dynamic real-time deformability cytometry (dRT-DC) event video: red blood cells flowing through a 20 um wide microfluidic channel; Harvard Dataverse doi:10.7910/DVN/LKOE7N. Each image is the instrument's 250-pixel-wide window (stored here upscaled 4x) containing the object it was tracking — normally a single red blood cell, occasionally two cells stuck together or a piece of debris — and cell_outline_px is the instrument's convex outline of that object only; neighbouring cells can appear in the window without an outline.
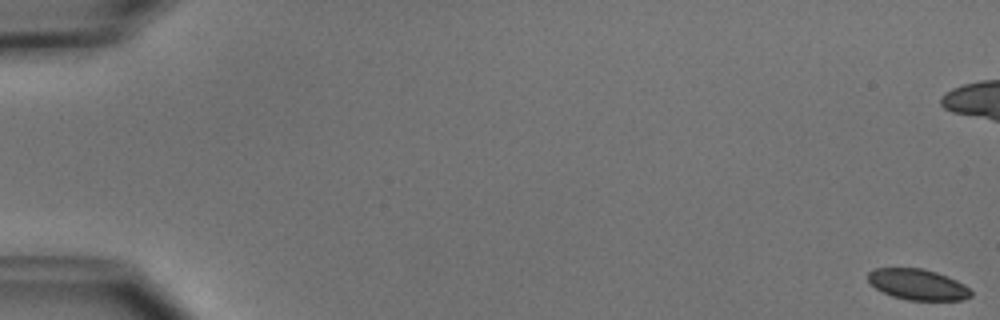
{"species": "common noctule bat (a hibernating species)", "species_latin": "Nyctalus noctula", "temperature_condition": "cold", "stored_images_in_passage": 7, "camera_frame_rate_fps": 3000, "um_per_image_px": 0.085, "animal": {"sex": "male", "body_mass_g": 15.6}, "frame": {"image": 1, "passage_image": 1, "time_ms": 0.0, "image_size_px": [1000, 320], "cell_outline_px": [[972, 296], [964, 300], [908, 300], [892, 296], [876, 288], [868, 280], [868, 272], [876, 268], [920, 268], [936, 272], [956, 280], [964, 284], [972, 292]], "centroid_in_image_um": [78.02, 24.18], "position_along_channel_um": 7.0, "area_um2": 18.38}}